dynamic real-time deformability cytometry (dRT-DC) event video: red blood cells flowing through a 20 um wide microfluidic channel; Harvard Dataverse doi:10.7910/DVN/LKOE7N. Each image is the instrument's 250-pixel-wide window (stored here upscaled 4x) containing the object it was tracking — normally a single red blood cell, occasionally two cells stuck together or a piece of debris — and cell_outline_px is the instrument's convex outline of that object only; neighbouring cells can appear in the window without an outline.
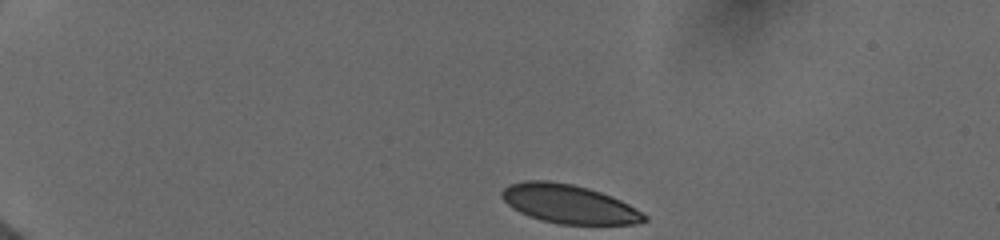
{"species": "human", "species_latin": "Homo sapiens", "temperature_condition": "cold", "stored_images_in_passage": 42, "camera_frame_rate_fps": 3000, "um_per_image_px": 0.085, "donor": {"sex": "female"}, "frame": {"image": 1, "passage_image": 1, "time_ms": 0.0, "image_size_px": [1000, 240], "cell_outline_px": [[648, 220], [636, 224], [556, 224], [540, 220], [528, 216], [512, 208], [500, 196], [500, 192], [508, 184], [524, 180], [548, 180], [572, 184], [588, 188], [612, 196], [628, 204], [648, 216]], "centroid_in_image_um": [48.33, 17.33], "position_along_channel_um": 36.7, "area_um2": 32.37}}
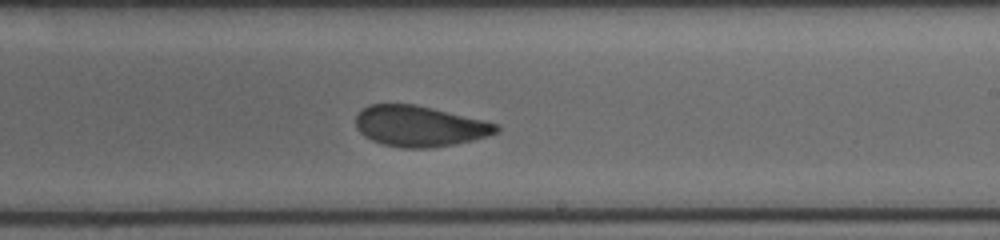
{"frame": {"image": 2, "passage_image": 23, "time_ms": 7.667, "image_size_px": [1000, 240], "cell_outline_px": [[500, 132], [488, 136], [456, 144], [428, 148], [400, 148], [384, 144], [372, 140], [364, 136], [356, 128], [356, 116], [368, 104], [416, 104], [484, 120], [500, 124]], "centroid_in_image_um": [35.69, 10.72], "position_along_channel_um": 253.3, "area_um2": 33.52}}
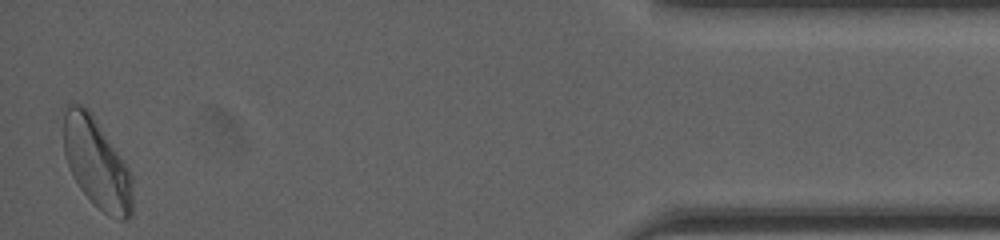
{"frame": {"image": 3, "passage_image": 42, "time_ms": 13.667, "image_size_px": [1000, 240], "cell_outline_px": [[132, 212], [128, 220], [120, 220], [108, 216], [80, 188], [72, 176], [68, 168], [64, 152], [60, 108], [64, 104], [84, 104], [92, 112], [120, 156], [132, 176]], "centroid_in_image_um": [8.15, 13.78], "position_along_channel_um": 427.1, "area_um2": 36.76}, "authors_computed_cell_mechanics": {"area_um2": 34.3043, "velocity_mm_per_s": 3.9259, "shape_relaxation_time_tau1_ms": 8.0277, "shape_relaxation_time_tau2_ms": 0.8223, "deformation_change_tau1": 0.1348, "deformation_change_tau2": 0.0388}}